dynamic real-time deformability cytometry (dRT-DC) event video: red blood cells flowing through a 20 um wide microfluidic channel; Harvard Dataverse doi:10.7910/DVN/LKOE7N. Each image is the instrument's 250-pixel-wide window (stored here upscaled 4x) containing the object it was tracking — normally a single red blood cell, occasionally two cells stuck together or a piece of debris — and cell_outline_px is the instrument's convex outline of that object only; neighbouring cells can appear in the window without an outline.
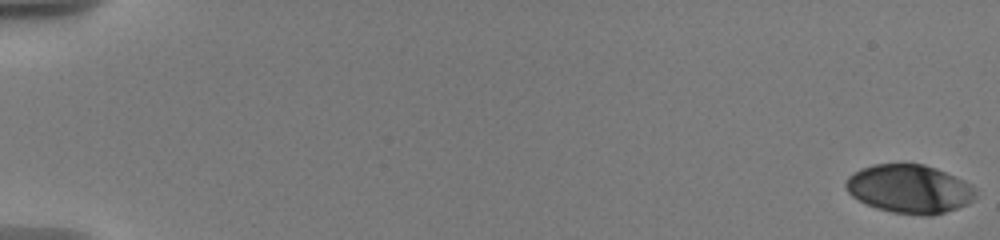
{"species": "human", "species_latin": "Homo sapiens", "temperature_condition": "warm", "stored_images_in_passage": 97, "camera_frame_rate_fps": 3000, "um_per_image_px": 0.085, "donor": {"sex": "male"}, "frame": {"image": 1, "passage_image": 1, "time_ms": 0.0, "image_size_px": [1000, 240], "cell_outline_px": [[976, 200], [968, 204], [932, 216], [924, 216], [892, 212], [876, 208], [852, 196], [844, 188], [844, 184], [848, 176], [852, 172], [860, 168], [872, 164], [924, 164], [936, 168], [964, 180], [972, 184], [976, 188]], "centroid_in_image_um": [77.31, 16.05], "position_along_channel_um": 7.7, "area_um2": 37.11}}
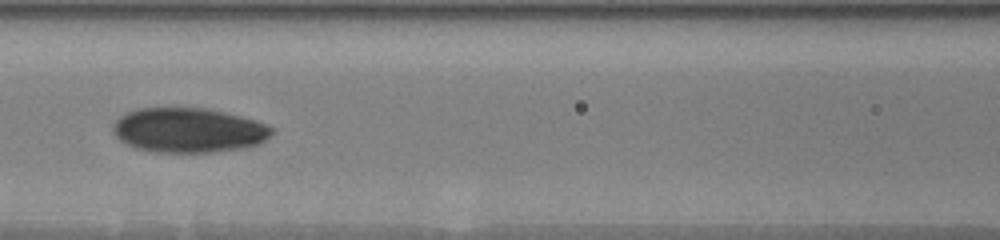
{"frame": {"image": 2, "passage_image": 62, "time_ms": 9.333, "image_size_px": [1000, 240], "cell_outline_px": [[272, 132], [260, 144], [248, 148], [216, 152], [152, 152], [136, 148], [120, 140], [112, 132], [112, 128], [116, 120], [120, 116], [128, 112], [140, 108], [208, 108], [256, 120], [272, 128]], "centroid_in_image_um": [16.02, 11.08], "position_along_channel_um": 150.6, "area_um2": 41.38}}
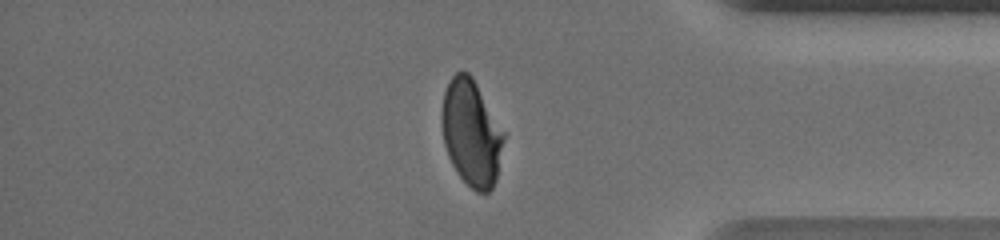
{"frame": {"image": 3, "passage_image": 89, "time_ms": 16.667, "image_size_px": [1000, 240], "cell_outline_px": [[504, 140], [496, 180], [492, 188], [488, 192], [476, 192], [456, 172], [448, 156], [444, 144], [440, 120], [440, 112], [444, 92], [452, 76], [456, 72], [468, 72], [472, 76], [504, 132]], "centroid_in_image_um": [40.04, 11.3], "position_along_channel_um": 395.2, "area_um2": 38.26}}